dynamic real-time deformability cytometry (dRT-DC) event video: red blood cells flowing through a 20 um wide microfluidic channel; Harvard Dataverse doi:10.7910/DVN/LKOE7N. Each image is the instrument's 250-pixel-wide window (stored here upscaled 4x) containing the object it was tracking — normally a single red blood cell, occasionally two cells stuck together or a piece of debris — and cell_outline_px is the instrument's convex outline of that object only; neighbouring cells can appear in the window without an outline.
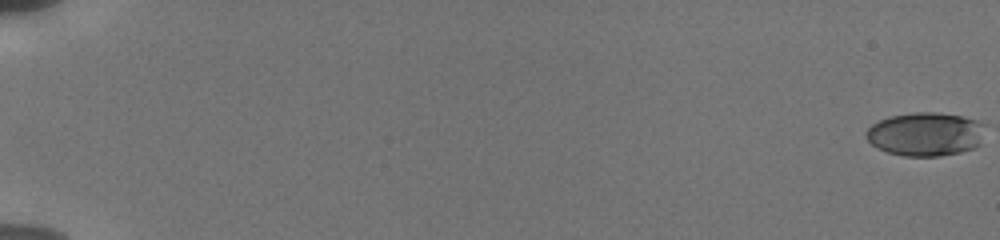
{"species": "human", "species_latin": "Homo sapiens", "temperature_condition": "cold", "stored_images_in_passage": 57, "camera_frame_rate_fps": 3000, "um_per_image_px": 0.085, "donor": {"sex": "male"}, "frame": {"image": 1, "passage_image": 1, "time_ms": 0.0, "image_size_px": [1000, 240], "cell_outline_px": [[984, 124], [980, 144], [972, 148], [960, 152], [940, 156], [904, 156], [888, 152], [872, 144], [868, 140], [864, 132], [872, 124], [888, 116], [916, 112], [936, 112], [960, 116], [976, 120]], "centroid_in_image_um": [78.65, 11.39], "position_along_channel_um": 6.4, "area_um2": 30.11}}
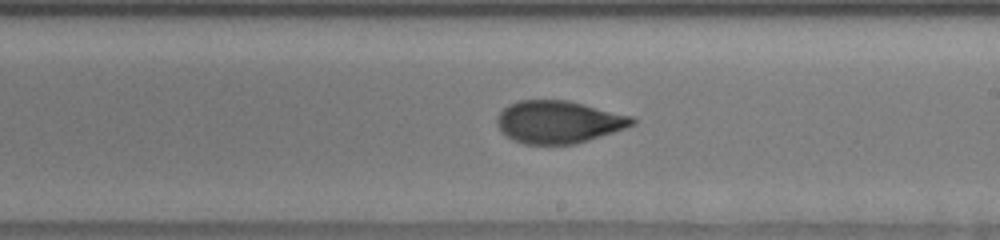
{"frame": {"image": 2, "passage_image": 36, "time_ms": 11.667, "image_size_px": [1000, 240], "cell_outline_px": [[636, 124], [576, 144], [524, 144], [504, 136], [500, 132], [496, 124], [496, 120], [500, 112], [508, 104], [520, 100], [568, 100], [632, 116], [636, 120]], "centroid_in_image_um": [47.44, 10.36], "position_along_channel_um": 241.6, "area_um2": 33.52}}
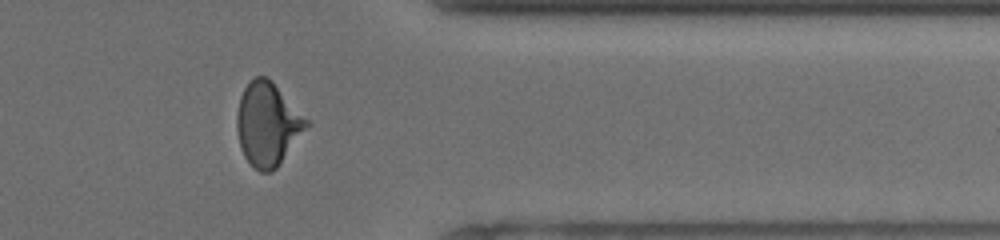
{"frame": {"image": 3, "passage_image": 48, "time_ms": 15.667, "image_size_px": [1000, 240], "cell_outline_px": [[312, 124], [276, 168], [272, 172], [260, 172], [244, 156], [240, 148], [236, 128], [236, 116], [240, 96], [244, 88], [256, 76], [268, 76], [312, 120]], "centroid_in_image_um": [22.81, 10.52], "position_along_channel_um": 388.6, "area_um2": 34.56}, "authors_computed_cell_mechanics": {"area_um2": 32.3102, "velocity_mm_per_s": 3.8488, "shape_relaxation_time_tau1_ms": 3.9691, "shape_relaxation_time_tau2_ms": 1.4795, "deformation_change_tau1": 0.1647, "deformation_change_tau2": 0.0704}}